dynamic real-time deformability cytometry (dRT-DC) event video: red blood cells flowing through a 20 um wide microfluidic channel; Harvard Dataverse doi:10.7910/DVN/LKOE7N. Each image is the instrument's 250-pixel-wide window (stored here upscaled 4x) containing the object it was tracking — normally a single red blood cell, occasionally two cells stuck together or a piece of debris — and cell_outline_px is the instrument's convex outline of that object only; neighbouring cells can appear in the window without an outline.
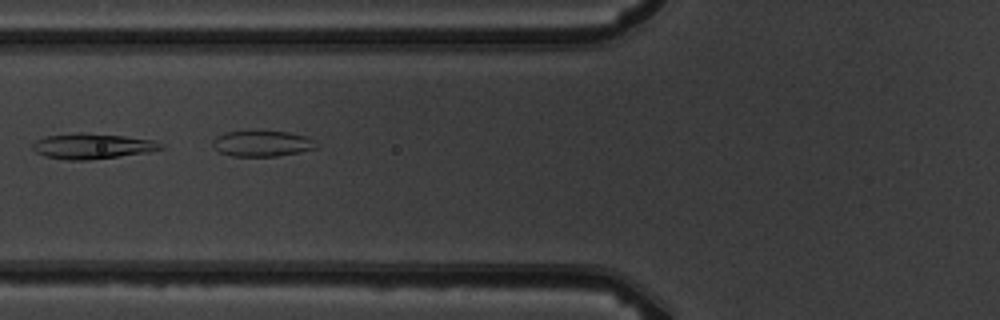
{"species": "common noctule bat (a hibernating species)", "species_latin": "Nyctalus noctula", "temperature_condition": "warm", "stored_images_in_passage": 9, "segment_of_instrument_passage": [2, 2], "camera_frame_rate_fps": 3000, "um_per_image_px": 0.085, "animal": {"sex": "male", "body_mass_g": 19.5, "forearm_length_mm": 54.6}, "frame": {"image": 1, "passage_image": 7, "time_ms": 7.0, "image_size_px": [1000, 320], "cell_outline_px": [[316, 148], [300, 152], [276, 156], [232, 156], [220, 152], [212, 144], [212, 140], [216, 136], [224, 132], [288, 132], [308, 136], [312, 140]], "centroid_in_image_um": [22.25, 12.21], "position_along_channel_um": 103.5, "area_um2": 15.26}}